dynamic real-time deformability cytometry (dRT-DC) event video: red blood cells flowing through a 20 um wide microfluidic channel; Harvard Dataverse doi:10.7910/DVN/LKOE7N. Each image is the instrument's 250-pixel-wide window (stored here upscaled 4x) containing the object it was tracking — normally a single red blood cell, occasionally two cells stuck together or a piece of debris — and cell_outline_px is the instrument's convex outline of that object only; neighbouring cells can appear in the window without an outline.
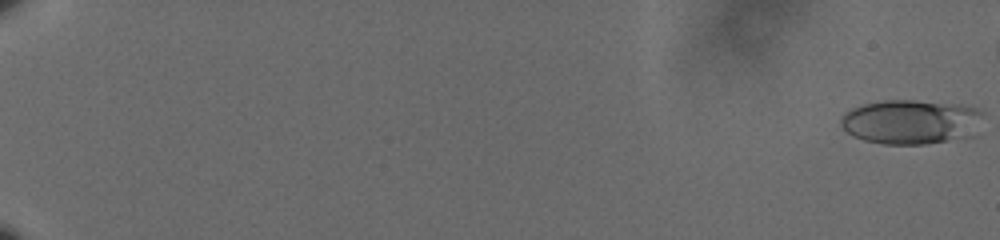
{"species": "human", "species_latin": "Homo sapiens", "temperature_condition": "cold", "stored_images_in_passage": 47, "camera_frame_rate_fps": 3000, "um_per_image_px": 0.085, "donor": {"sex": "male"}, "frame": {"image": 1, "passage_image": 1, "time_ms": 0.0, "image_size_px": [1000, 240], "cell_outline_px": [[984, 112], [976, 136], [924, 144], [884, 144], [864, 140], [852, 136], [840, 124], [840, 116], [844, 112], [852, 108], [864, 104], [884, 100], [912, 100], [964, 104], [976, 108]], "centroid_in_image_um": [77.48, 10.35], "position_along_channel_um": 7.5, "area_um2": 37.45}}
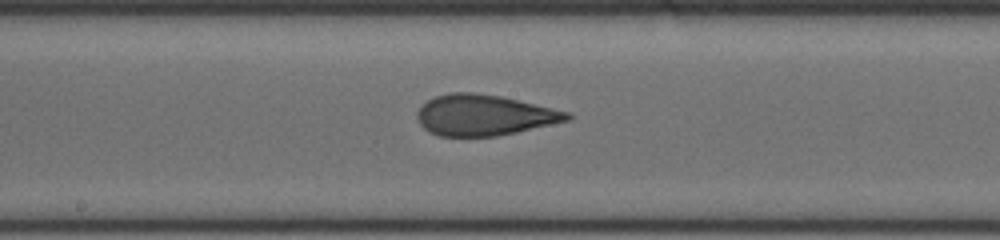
{"frame": {"image": 2, "passage_image": 31, "time_ms": 10.0, "image_size_px": [1000, 240], "cell_outline_px": [[572, 116], [568, 120], [516, 132], [496, 136], [440, 136], [428, 132], [420, 124], [416, 116], [416, 112], [428, 100], [436, 96], [452, 92], [472, 92], [500, 96], [552, 108], [568, 112]], "centroid_in_image_um": [41.1, 9.79], "position_along_channel_um": 207.1, "area_um2": 35.26}}
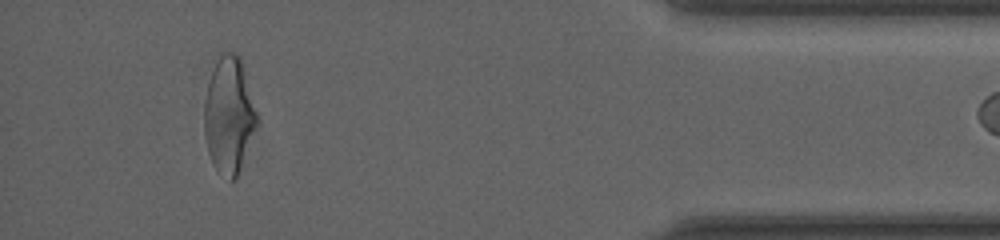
{"frame": {"image": 3, "passage_image": 46, "time_ms": 15.0, "image_size_px": [1000, 240], "cell_outline_px": [[260, 124], [236, 180], [228, 180], [216, 172], [212, 164], [208, 152], [204, 132], [204, 100], [208, 84], [212, 72], [220, 56], [224, 52], [236, 52], [240, 56], [260, 116]], "centroid_in_image_um": [19.52, 9.86], "position_along_channel_um": 415.7, "area_um2": 36.88}}